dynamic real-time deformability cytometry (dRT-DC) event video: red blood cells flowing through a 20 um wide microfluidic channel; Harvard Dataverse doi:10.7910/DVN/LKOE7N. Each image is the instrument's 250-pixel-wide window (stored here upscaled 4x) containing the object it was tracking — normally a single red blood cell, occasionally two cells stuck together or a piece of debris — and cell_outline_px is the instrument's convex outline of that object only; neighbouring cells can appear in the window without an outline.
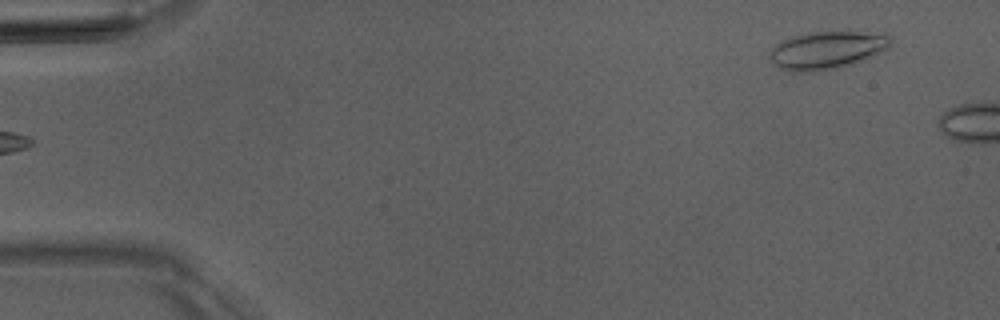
{"species": "Egyptian fruit bat (a non-hibernating species)", "species_latin": "Rousettus aegyptiacus", "temperature_condition": "room temperature", "stored_images_in_passage": 6, "camera_frame_rate_fps": 3000, "um_per_image_px": 0.085, "animal": {"sex": "male"}, "frame": {"image": 1, "passage_image": 6, "time_ms": 5.667, "image_size_px": [1000, 320], "cell_outline_px": [[892, 40], [888, 48], [884, 52], [864, 60], [840, 68], [812, 72], [792, 72], [776, 68], [772, 64], [768, 56], [772, 48], [776, 44], [784, 40], [796, 36], [812, 32], [884, 32]], "centroid_in_image_um": [70.3, 4.29], "position_along_channel_um": 14.7, "area_um2": 26.99}}